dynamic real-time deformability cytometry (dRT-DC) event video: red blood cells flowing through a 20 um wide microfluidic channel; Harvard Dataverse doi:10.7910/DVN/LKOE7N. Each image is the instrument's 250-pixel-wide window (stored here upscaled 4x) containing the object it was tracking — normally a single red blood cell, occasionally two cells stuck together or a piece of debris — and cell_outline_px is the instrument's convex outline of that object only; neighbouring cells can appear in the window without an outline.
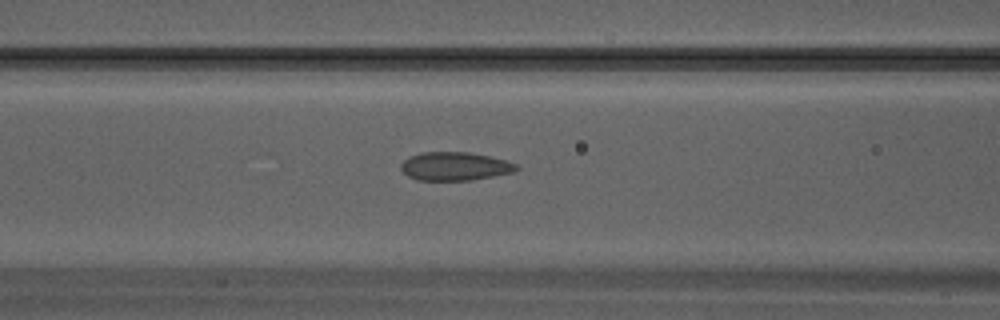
{"species": "Egyptian fruit bat (a non-hibernating species)", "species_latin": "Rousettus aegyptiacus", "temperature_condition": "warm", "stored_images_in_passage": 23, "camera_frame_rate_fps": 3000, "um_per_image_px": 0.085, "animal": {"sex": "male"}, "frame": {"image": 1, "passage_image": 4, "time_ms": 1.0, "image_size_px": [1000, 320], "cell_outline_px": [[520, 168], [512, 172], [472, 180], [416, 180], [408, 176], [400, 168], [400, 164], [408, 156], [420, 152], [468, 152], [488, 156], [504, 160], [516, 164]], "centroid_in_image_um": [38.61, 14.13], "position_along_channel_um": 128.0, "area_um2": 19.07}}
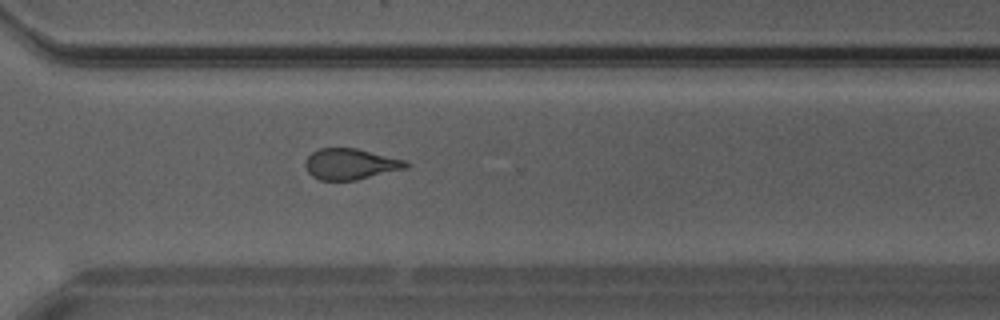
{"frame": {"image": 2, "passage_image": 14, "time_ms": 4.333, "image_size_px": [1000, 320], "cell_outline_px": [[412, 164], [408, 168], [356, 180], [320, 180], [312, 176], [308, 172], [304, 164], [308, 156], [312, 152], [320, 148], [356, 148], [404, 160]], "centroid_in_image_um": [29.8, 13.95], "position_along_channel_um": 340.8, "area_um2": 18.15}}